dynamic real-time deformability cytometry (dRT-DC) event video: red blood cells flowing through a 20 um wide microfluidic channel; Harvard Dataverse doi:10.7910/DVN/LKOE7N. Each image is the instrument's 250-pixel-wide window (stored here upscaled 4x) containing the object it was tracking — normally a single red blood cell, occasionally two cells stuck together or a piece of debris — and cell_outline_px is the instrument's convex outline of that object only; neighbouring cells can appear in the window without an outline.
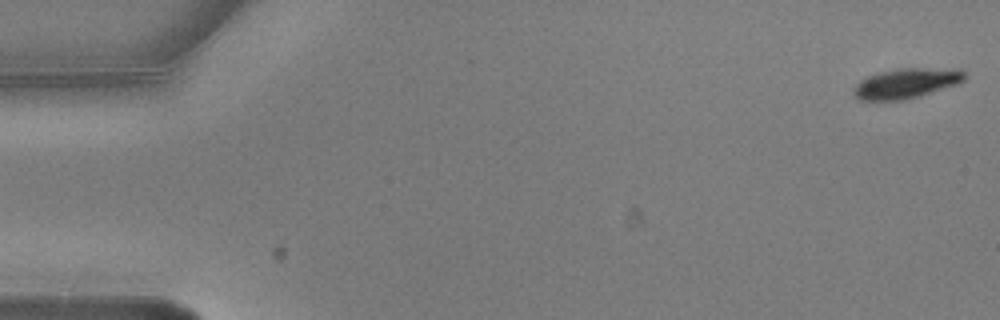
{"species": "common noctule bat (a hibernating species)", "species_latin": "Nyctalus noctula", "temperature_condition": "warm", "stored_images_in_passage": 7, "camera_frame_rate_fps": 3000, "um_per_image_px": 0.085, "animal": {"sex": "male", "body_mass_g": 20.5, "forearm_length_mm": 52.5}, "frame": {"image": 1, "passage_image": 1, "time_ms": 0.0, "image_size_px": [1000, 320], "cell_outline_px": [[964, 80], [956, 84], [920, 96], [904, 100], [860, 100], [852, 92], [852, 88], [860, 80], [868, 76], [880, 72], [896, 68], [960, 68], [964, 72]], "centroid_in_image_um": [77.02, 7.07], "position_along_channel_um": 8.0, "area_um2": 19.48}}
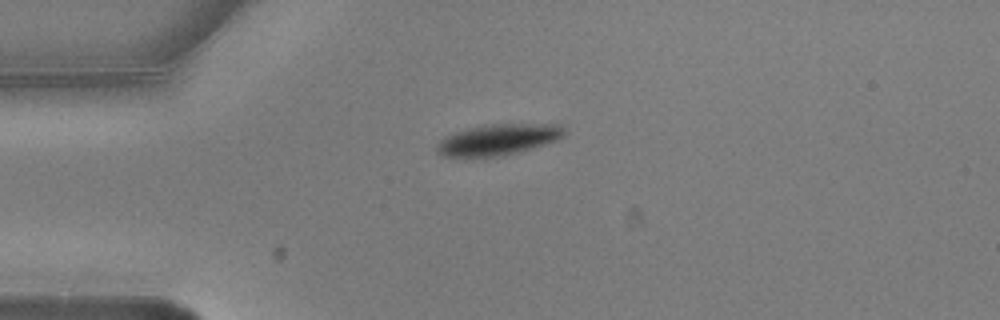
{"frame": {"image": 2, "passage_image": 4, "time_ms": 1.0, "image_size_px": [1000, 320], "cell_outline_px": [[568, 132], [564, 136], [556, 140], [532, 148], [504, 156], [444, 156], [436, 152], [436, 144], [444, 136], [468, 128], [492, 124], [560, 124]], "centroid_in_image_um": [42.37, 11.86], "position_along_channel_um": 42.6, "area_um2": 22.95}}
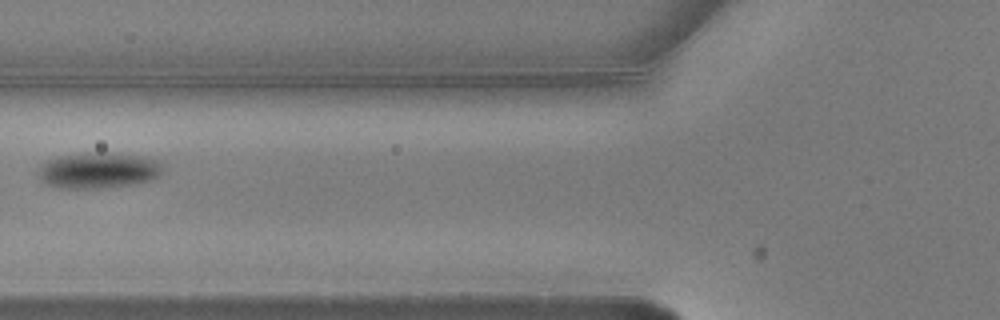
{"frame": {"image": 3, "passage_image": 6, "time_ms": 1.667, "image_size_px": [1000, 320], "cell_outline_px": [[160, 172], [152, 180], [136, 184], [104, 188], [60, 188], [48, 184], [40, 180], [36, 172], [40, 164], [44, 160], [60, 156], [88, 152], [108, 152], [140, 156], [160, 160]], "centroid_in_image_um": [8.3, 14.47], "position_along_channel_um": 117.5, "area_um2": 26.36}}